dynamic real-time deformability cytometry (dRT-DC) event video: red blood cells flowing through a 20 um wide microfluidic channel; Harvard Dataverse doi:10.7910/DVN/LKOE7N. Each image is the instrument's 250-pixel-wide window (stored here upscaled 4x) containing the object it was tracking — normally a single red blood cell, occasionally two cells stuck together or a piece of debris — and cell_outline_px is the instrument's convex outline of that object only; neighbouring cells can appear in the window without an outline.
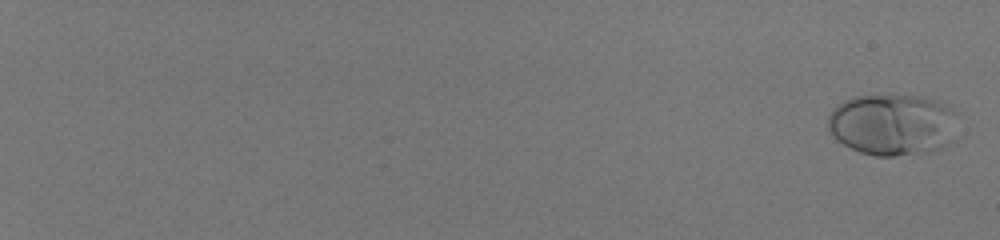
{"species": "human", "species_latin": "Homo sapiens", "temperature_condition": "room temperature", "stored_images_in_passage": 58, "camera_frame_rate_fps": 3000, "um_per_image_px": 0.085, "donor": {"sex": "male"}, "frame": {"image": 1, "passage_image": 2, "time_ms": 0.333, "image_size_px": [1000, 240], "cell_outline_px": [[956, 140], [944, 148], [928, 152], [896, 156], [876, 156], [860, 152], [836, 140], [828, 132], [828, 116], [832, 108], [836, 104], [844, 100], [856, 96], [924, 96], [948, 104], [952, 108]], "centroid_in_image_um": [75.86, 10.6], "position_along_channel_um": 9.1, "area_um2": 47.11}}
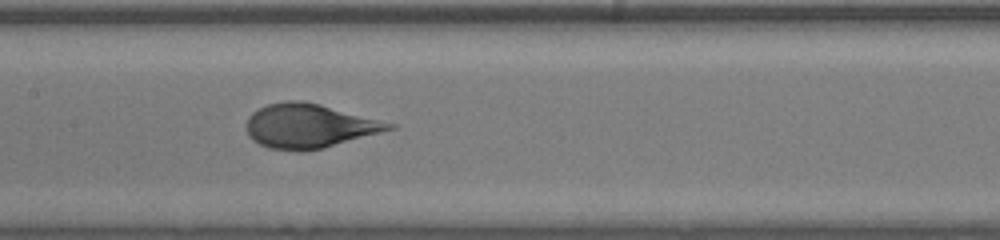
{"frame": {"image": 2, "passage_image": 36, "time_ms": 11.667, "image_size_px": [1000, 240], "cell_outline_px": [[396, 128], [324, 148], [268, 148], [252, 140], [248, 136], [248, 116], [252, 112], [268, 104], [288, 100], [300, 100], [320, 104], [396, 124]], "centroid_in_image_um": [26.3, 10.67], "position_along_channel_um": 181.1, "area_um2": 35.78}}
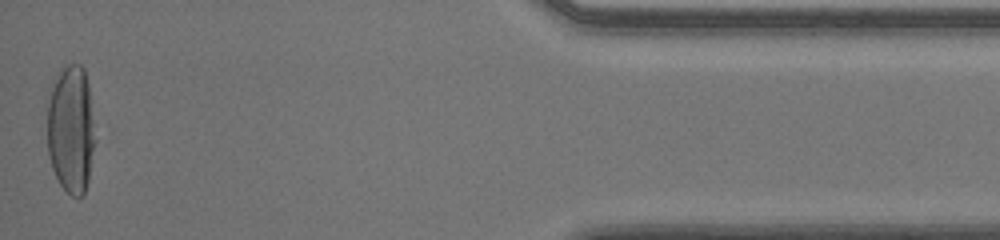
{"frame": {"image": 3, "passage_image": 58, "time_ms": 19.0, "image_size_px": [1000, 240], "cell_outline_px": [[96, 140], [88, 180], [84, 196], [72, 196], [60, 184], [52, 168], [48, 152], [44, 104], [52, 84], [60, 68], [64, 64], [80, 64], [84, 68], [88, 84]], "centroid_in_image_um": [5.99, 10.93], "position_along_channel_um": 429.2, "area_um2": 36.93}}